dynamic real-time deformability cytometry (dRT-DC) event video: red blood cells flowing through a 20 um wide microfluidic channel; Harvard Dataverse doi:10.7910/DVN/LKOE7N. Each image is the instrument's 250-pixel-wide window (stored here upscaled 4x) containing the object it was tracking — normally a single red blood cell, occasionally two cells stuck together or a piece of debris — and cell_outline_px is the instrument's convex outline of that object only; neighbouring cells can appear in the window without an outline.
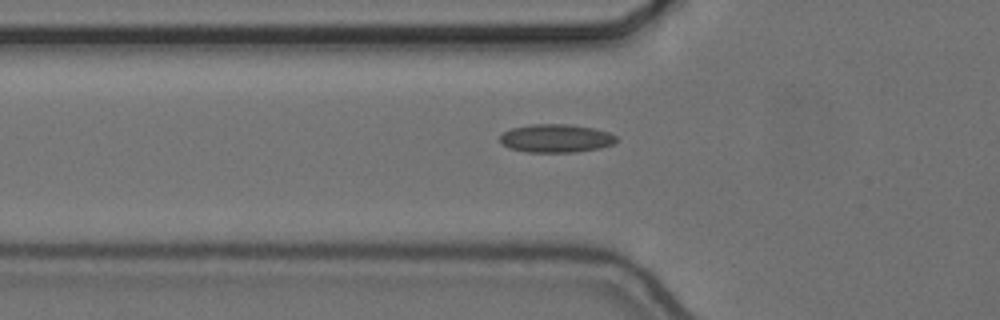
{"species": "common noctule bat (a hibernating species)", "species_latin": "Nyctalus noctula", "temperature_condition": "cold", "stored_images_in_passage": 37, "camera_frame_rate_fps": 3000, "um_per_image_px": 0.085, "animal": {"sex": "female", "body_mass_g": 24.6, "forearm_length_mm": 56.2}, "frame": {"image": 1, "passage_image": 5, "time_ms": 1.333, "image_size_px": [1000, 320], "cell_outline_px": [[620, 140], [612, 144], [600, 148], [576, 152], [528, 152], [508, 148], [500, 140], [500, 136], [504, 132], [512, 128], [532, 124], [568, 124], [592, 128], [608, 132], [616, 136]], "centroid_in_image_um": [47.28, 11.76], "position_along_channel_um": 78.5, "area_um2": 19.13}}
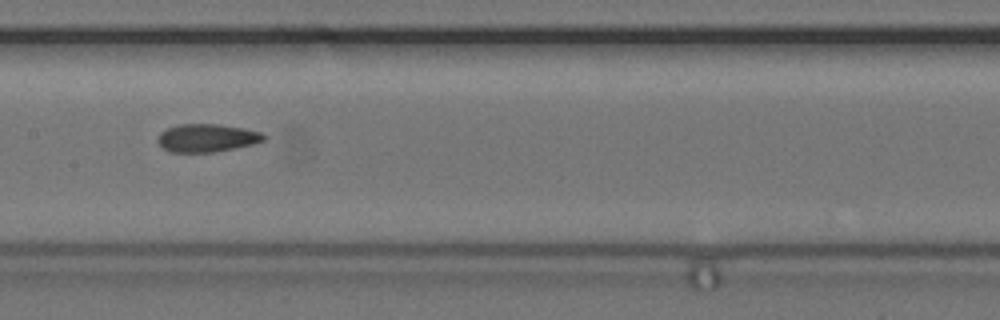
{"frame": {"image": 2, "passage_image": 14, "time_ms": 4.333, "image_size_px": [1000, 320], "cell_outline_px": [[268, 136], [264, 140], [252, 144], [212, 152], [168, 152], [156, 140], [160, 132], [168, 128], [180, 124], [216, 124], [244, 128], [260, 132]], "centroid_in_image_um": [17.57, 11.72], "position_along_channel_um": 189.8, "area_um2": 17.17}}
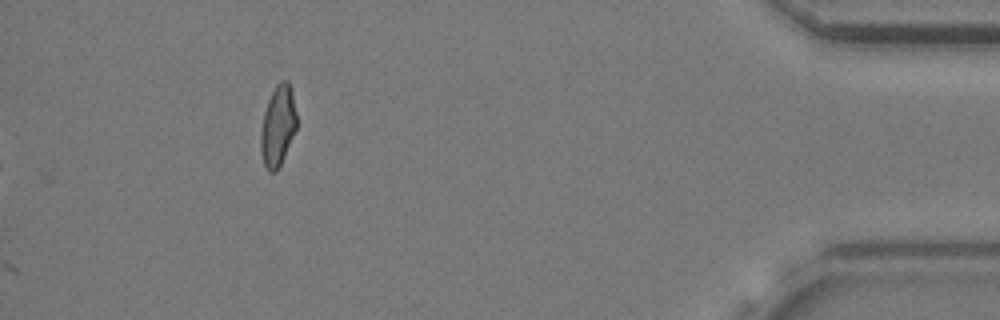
{"frame": {"image": 3, "passage_image": 37, "time_ms": 12.0, "image_size_px": [1000, 320], "cell_outline_px": [[296, 128], [284, 156], [276, 172], [268, 172], [264, 164], [260, 152], [260, 132], [264, 112], [268, 100], [276, 84], [280, 80], [288, 80], [292, 88], [296, 112]], "centroid_in_image_um": [23.61, 10.67], "position_along_channel_um": 411.6, "area_um2": 16.94}, "authors_computed_cell_mechanics": {"area_um2": 17.1666, "velocity_mm_per_s": 3.6579, "shape_relaxation_time_tau1_ms": null, "shape_relaxation_time_tau2_ms": 2.3898, "deformation_change_tau1": null, "deformation_change_tau2": 0.083}}